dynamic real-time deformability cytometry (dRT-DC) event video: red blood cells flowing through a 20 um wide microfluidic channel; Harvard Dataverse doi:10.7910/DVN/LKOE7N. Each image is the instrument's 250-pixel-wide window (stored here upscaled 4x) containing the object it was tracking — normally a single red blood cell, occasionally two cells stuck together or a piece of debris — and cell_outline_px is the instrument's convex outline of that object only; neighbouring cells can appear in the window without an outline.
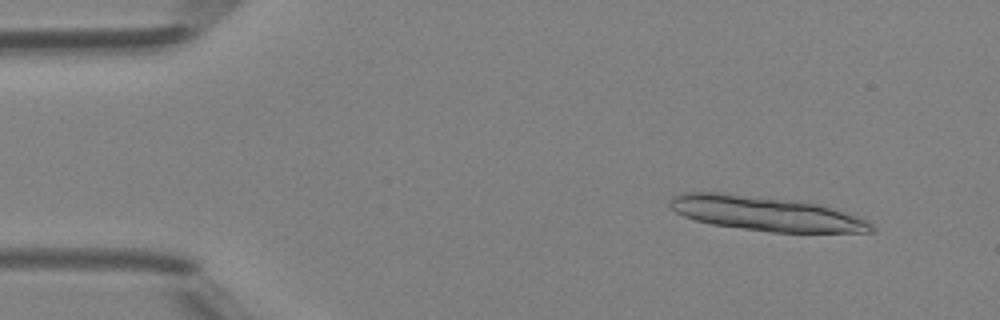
{"species": "Egyptian fruit bat (a non-hibernating species)", "species_latin": "Rousettus aegyptiacus", "temperature_condition": "room temperature", "stored_images_in_passage": 14, "camera_frame_rate_fps": 3000, "um_per_image_px": 0.085, "animal": {"sex": "female"}, "frame": {"image": 1, "passage_image": 5, "time_ms": 1.333, "image_size_px": [1000, 320], "cell_outline_px": [[876, 228], [872, 232], [772, 232], [712, 224], [696, 220], [684, 216], [676, 212], [668, 204], [672, 196], [680, 192], [724, 192], [800, 200], [820, 204], [860, 216], [872, 224]], "centroid_in_image_um": [65.11, 18.13], "position_along_channel_um": 19.9, "area_um2": 40.92}}